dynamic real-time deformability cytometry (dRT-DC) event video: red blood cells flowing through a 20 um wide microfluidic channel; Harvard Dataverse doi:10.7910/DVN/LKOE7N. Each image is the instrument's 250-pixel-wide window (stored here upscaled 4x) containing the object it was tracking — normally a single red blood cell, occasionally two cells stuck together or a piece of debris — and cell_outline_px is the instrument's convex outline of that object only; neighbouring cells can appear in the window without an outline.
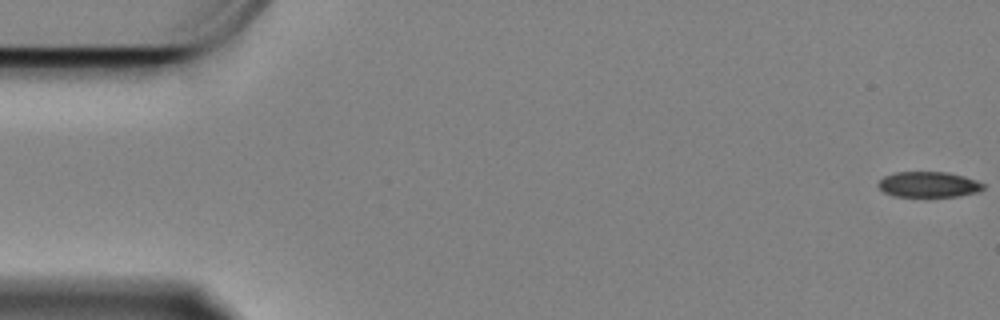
{"species": "Egyptian fruit bat (a non-hibernating species)", "species_latin": "Rousettus aegyptiacus", "temperature_condition": "cold", "stored_images_in_passage": 60, "camera_frame_rate_fps": 3000, "um_per_image_px": 0.085, "animal": {"sex": "female"}, "frame": {"image": 1, "passage_image": 1, "time_ms": 0.0, "image_size_px": [1000, 320], "cell_outline_px": [[984, 188], [976, 192], [956, 196], [896, 196], [884, 192], [876, 184], [884, 176], [896, 172], [948, 172], [964, 176], [976, 180], [984, 184]], "centroid_in_image_um": [78.92, 15.67], "position_along_channel_um": 6.1, "area_um2": 15.49}}
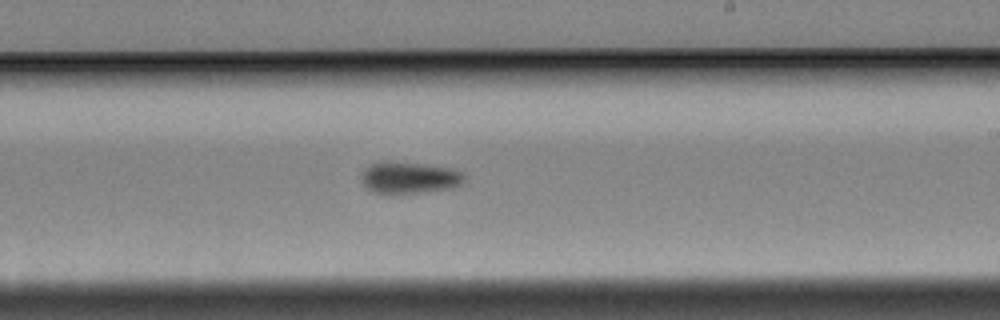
{"frame": {"image": 2, "passage_image": 35, "time_ms": 11.333, "image_size_px": [1000, 320], "cell_outline_px": [[464, 180], [460, 184], [452, 188], [388, 196], [372, 192], [364, 184], [364, 172], [368, 164], [384, 160], [388, 160], [448, 168], [460, 172], [464, 176]], "centroid_in_image_um": [34.73, 15.12], "position_along_channel_um": 254.3, "area_um2": 19.02}}
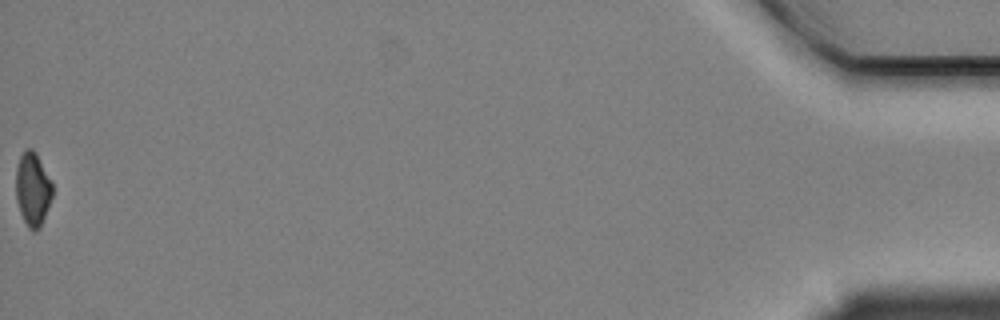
{"frame": {"image": 3, "passage_image": 60, "time_ms": 19.667, "image_size_px": [1000, 320], "cell_outline_px": [[52, 196], [40, 228], [36, 232], [32, 232], [28, 228], [20, 212], [16, 200], [16, 168], [20, 156], [24, 148], [32, 148], [36, 152], [52, 184]], "centroid_in_image_um": [2.76, 16.08], "position_along_channel_um": 432.4, "area_um2": 15.66}, "authors_computed_cell_mechanics": {"area_um2": 17.3978, "velocity_mm_per_s": 3.346, "shape_relaxation_time_tau1_ms": 5.588, "shape_relaxation_time_tau2_ms": null, "deformation_change_tau1": 0.0826, "deformation_change_tau2": null}}